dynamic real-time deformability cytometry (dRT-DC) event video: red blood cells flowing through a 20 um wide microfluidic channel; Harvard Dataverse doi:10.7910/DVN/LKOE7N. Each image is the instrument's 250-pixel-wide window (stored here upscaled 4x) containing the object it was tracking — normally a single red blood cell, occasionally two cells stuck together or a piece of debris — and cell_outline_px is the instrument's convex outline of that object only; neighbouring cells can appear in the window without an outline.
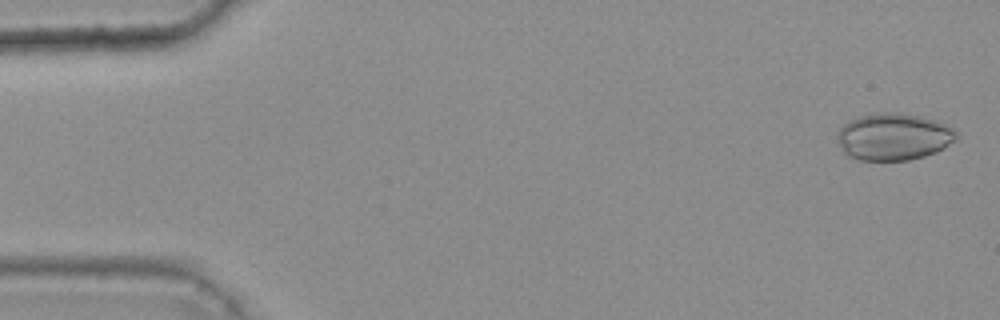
{"species": "common noctule bat (a hibernating species)", "species_latin": "Nyctalus noctula", "temperature_condition": "warm", "stored_images_in_passage": 47, "camera_frame_rate_fps": 3000, "um_per_image_px": 0.085, "animal": {"sex": "female", "body_mass_g": 25.1}, "frame": {"image": 1, "passage_image": 2, "time_ms": 0.333, "image_size_px": [1000, 320], "cell_outline_px": [[960, 132], [956, 140], [944, 148], [936, 152], [924, 156], [908, 160], [860, 160], [848, 156], [840, 148], [836, 140], [836, 136], [840, 128], [844, 124], [860, 116], [880, 112], [904, 112], [936, 120]], "centroid_in_image_um": [75.97, 11.62], "position_along_channel_um": 9.0, "area_um2": 32.95}}
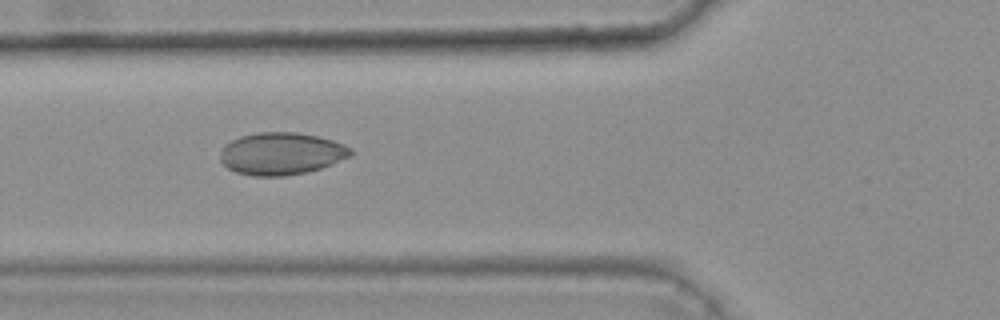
{"frame": {"image": 2, "passage_image": 20, "time_ms": 6.333, "image_size_px": [1000, 320], "cell_outline_px": [[352, 156], [332, 164], [320, 168], [304, 172], [284, 176], [252, 176], [236, 172], [228, 168], [220, 160], [220, 148], [224, 144], [240, 136], [260, 132], [296, 132], [316, 136], [332, 140], [344, 144], [352, 148]], "centroid_in_image_um": [23.9, 13.05], "position_along_channel_um": 101.9, "area_um2": 32.25}}
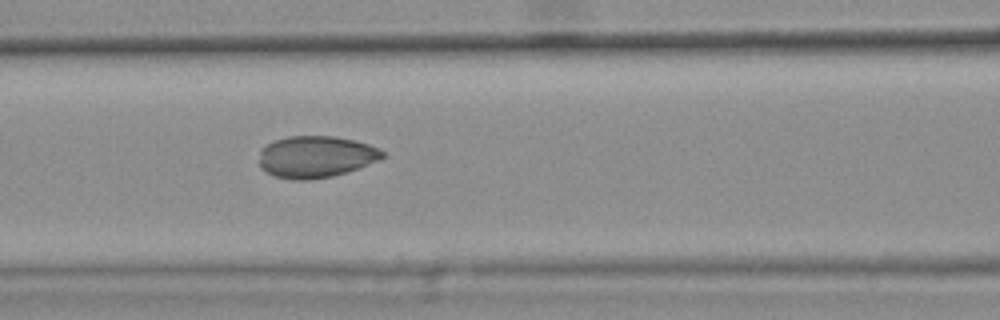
{"frame": {"image": 3, "passage_image": 23, "time_ms": 7.333, "image_size_px": [1000, 320], "cell_outline_px": [[388, 156], [380, 160], [348, 172], [332, 176], [312, 180], [292, 180], [272, 176], [260, 168], [260, 152], [264, 144], [288, 136], [336, 136], [368, 144], [380, 148]], "centroid_in_image_um": [26.86, 13.33], "position_along_channel_um": 139.7, "area_um2": 30.46}, "authors_computed_cell_mechanics": {"area_um2": 29.8248, "velocity_mm_per_s": 3.76, "shape_relaxation_time_tau1_ms": null, "shape_relaxation_time_tau2_ms": 1.9137, "deformation_change_tau1": null, "deformation_change_tau2": 0.0578}}